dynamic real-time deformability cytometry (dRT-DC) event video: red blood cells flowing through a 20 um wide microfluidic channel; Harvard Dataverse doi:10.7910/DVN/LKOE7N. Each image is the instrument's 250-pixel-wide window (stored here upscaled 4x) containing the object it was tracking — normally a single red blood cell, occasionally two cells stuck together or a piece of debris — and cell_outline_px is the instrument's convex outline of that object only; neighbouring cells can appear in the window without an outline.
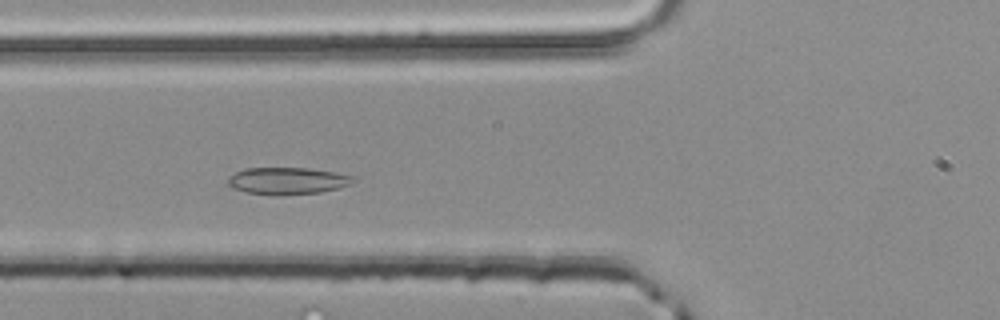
{"species": "common noctule bat (a hibernating species)", "species_latin": "Nyctalus noctula", "temperature_condition": "room temperature", "stored_images_in_passage": 44, "camera_frame_rate_fps": 3000, "um_per_image_px": 0.085, "animal": {"sex": "male", "body_mass_g": 20.4}, "frame": {"image": 1, "passage_image": 13, "time_ms": 4.0, "image_size_px": [1000, 320], "cell_outline_px": [[356, 180], [340, 188], [320, 192], [276, 196], [272, 196], [244, 192], [232, 188], [228, 184], [228, 176], [244, 168], [308, 168], [336, 172], [356, 176]], "centroid_in_image_um": [24.42, 15.38], "position_along_channel_um": 101.4, "area_um2": 20.06}}
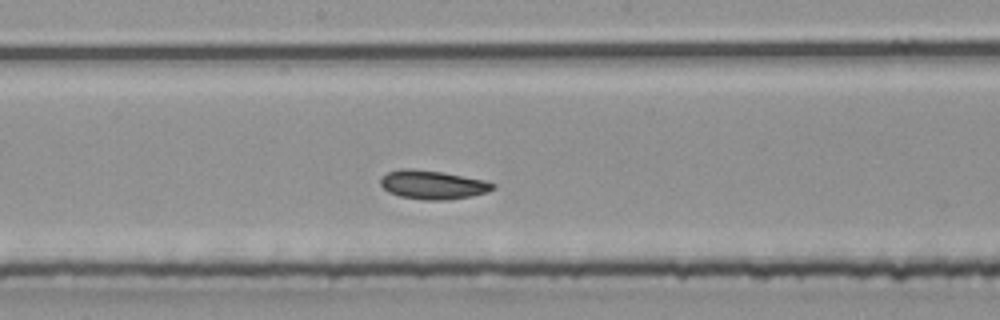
{"frame": {"image": 2, "passage_image": 21, "time_ms": 6.667, "image_size_px": [1000, 320], "cell_outline_px": [[496, 188], [488, 192], [472, 196], [448, 200], [424, 200], [400, 196], [388, 192], [380, 184], [380, 180], [388, 172], [408, 168], [440, 172], [484, 180], [496, 184]], "centroid_in_image_um": [36.82, 15.72], "position_along_channel_um": 211.4, "area_um2": 18.67}}
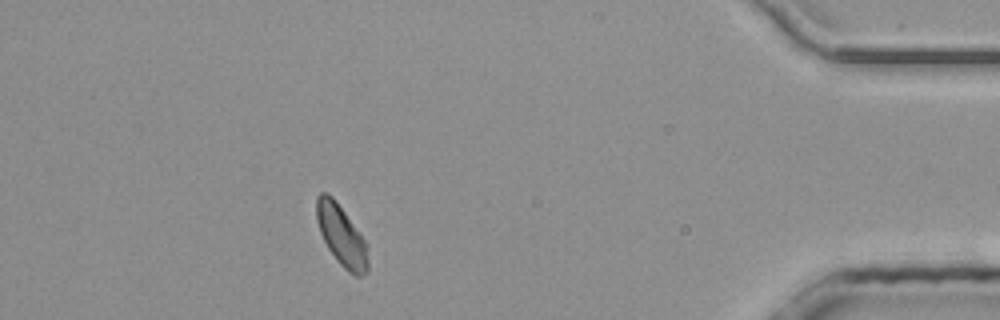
{"frame": {"image": 3, "passage_image": 39, "time_ms": 12.667, "image_size_px": [1000, 320], "cell_outline_px": [[368, 272], [364, 276], [356, 276], [348, 272], [336, 260], [328, 248], [320, 232], [316, 220], [316, 196], [320, 192], [328, 192], [332, 196], [368, 244]], "centroid_in_image_um": [29.03, 20.04], "position_along_channel_um": 406.2, "area_um2": 18.32}, "authors_computed_cell_mechanics": {"area_um2": 18.4382, "velocity_mm_per_s": 4.1226, "shape_relaxation_time_tau1_ms": 4.993, "shape_relaxation_time_tau2_ms": 0.6439, "deformation_change_tau1": 0.0999, "deformation_change_tau2": 0.0589}}